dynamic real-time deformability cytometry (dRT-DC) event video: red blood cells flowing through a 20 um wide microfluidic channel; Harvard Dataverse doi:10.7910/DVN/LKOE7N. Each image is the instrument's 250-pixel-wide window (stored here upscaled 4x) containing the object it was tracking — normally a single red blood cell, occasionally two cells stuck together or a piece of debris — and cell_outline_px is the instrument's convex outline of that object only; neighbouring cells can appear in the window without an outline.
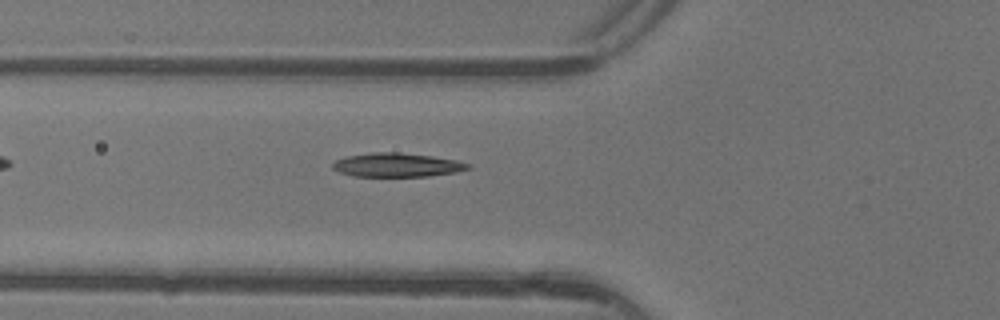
{"species": "common noctule bat (a hibernating species)", "species_latin": "Nyctalus noctula", "temperature_condition": "warm", "stored_images_in_passage": 5, "camera_frame_rate_fps": 3000, "um_per_image_px": 0.085, "animal": {"sex": "female"}, "frame": {"image": 1, "passage_image": 5, "time_ms": 1.333, "image_size_px": [1000, 320], "cell_outline_px": [[472, 168], [456, 172], [428, 176], [352, 176], [340, 172], [332, 168], [332, 164], [336, 160], [344, 156], [372, 152], [400, 152], [432, 156], [456, 160], [472, 164]], "centroid_in_image_um": [33.75, 14.01], "position_along_channel_um": 92.1, "area_um2": 18.96}}